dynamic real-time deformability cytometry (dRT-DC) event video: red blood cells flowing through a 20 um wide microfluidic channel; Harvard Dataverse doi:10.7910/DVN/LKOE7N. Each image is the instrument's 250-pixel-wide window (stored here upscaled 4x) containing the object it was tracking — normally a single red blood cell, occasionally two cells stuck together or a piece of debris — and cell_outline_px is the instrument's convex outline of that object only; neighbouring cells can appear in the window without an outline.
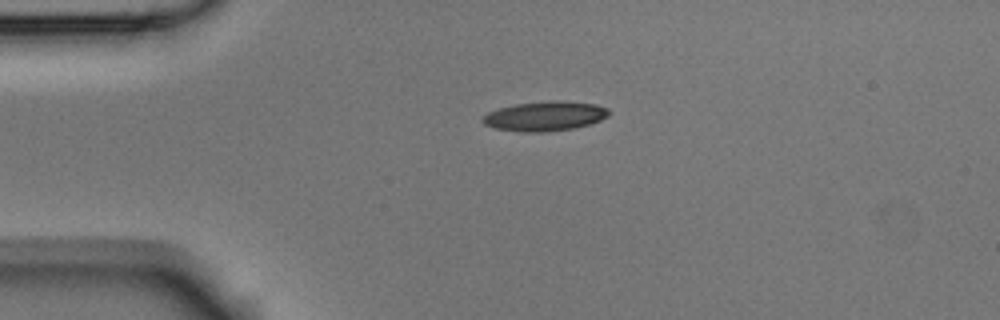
{"species": "Egyptian fruit bat (a non-hibernating species)", "species_latin": "Rousettus aegyptiacus", "temperature_condition": "room temperature", "stored_images_in_passage": 3, "camera_frame_rate_fps": 3000, "um_per_image_px": 0.085, "animal": {"sex": "male"}, "frame": {"image": 1, "passage_image": 1, "time_ms": 0.0, "image_size_px": [1000, 320], "cell_outline_px": [[612, 112], [608, 116], [600, 120], [588, 124], [572, 128], [544, 132], [520, 132], [496, 128], [484, 124], [480, 120], [488, 112], [500, 108], [516, 104], [552, 100], [556, 100], [596, 104], [608, 108]], "centroid_in_image_um": [46.33, 9.87], "position_along_channel_um": 38.7, "area_um2": 21.68}}
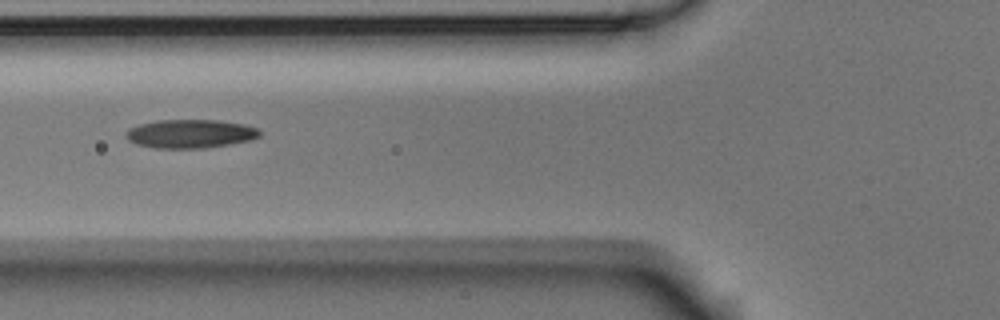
{"frame": {"image": 2, "passage_image": 3, "time_ms": 0.667, "image_size_px": [1000, 320], "cell_outline_px": [[260, 136], [252, 140], [204, 148], [156, 148], [136, 144], [128, 140], [124, 136], [124, 132], [128, 128], [140, 124], [156, 120], [220, 120], [244, 124], [260, 128]], "centroid_in_image_um": [16.17, 11.36], "position_along_channel_um": 109.6, "area_um2": 22.54}}